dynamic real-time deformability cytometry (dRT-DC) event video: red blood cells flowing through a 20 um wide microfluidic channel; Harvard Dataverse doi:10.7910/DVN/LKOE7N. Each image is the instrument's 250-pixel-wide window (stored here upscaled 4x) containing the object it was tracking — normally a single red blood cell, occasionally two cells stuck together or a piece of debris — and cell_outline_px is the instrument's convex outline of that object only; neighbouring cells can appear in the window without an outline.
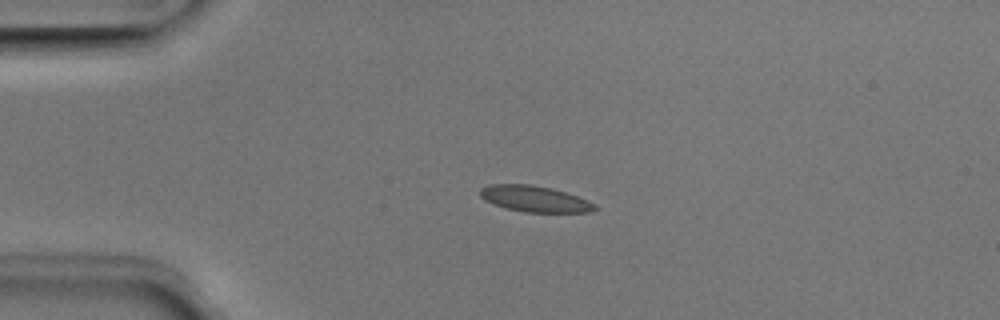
{"species": "Egyptian fruit bat (a non-hibernating species)", "species_latin": "Rousettus aegyptiacus", "temperature_condition": "room temperature", "stored_images_in_passage": 2, "camera_frame_rate_fps": 3000, "um_per_image_px": 0.085, "animal": {"sex": "male"}, "frame": {"image": 1, "passage_image": 1, "time_ms": 0.0, "image_size_px": [1000, 320], "cell_outline_px": [[600, 208], [588, 212], [524, 212], [492, 204], [484, 200], [480, 196], [480, 188], [492, 184], [532, 184], [552, 188], [576, 196], [596, 204]], "centroid_in_image_um": [45.44, 16.9], "position_along_channel_um": 39.6, "area_um2": 17.4}}